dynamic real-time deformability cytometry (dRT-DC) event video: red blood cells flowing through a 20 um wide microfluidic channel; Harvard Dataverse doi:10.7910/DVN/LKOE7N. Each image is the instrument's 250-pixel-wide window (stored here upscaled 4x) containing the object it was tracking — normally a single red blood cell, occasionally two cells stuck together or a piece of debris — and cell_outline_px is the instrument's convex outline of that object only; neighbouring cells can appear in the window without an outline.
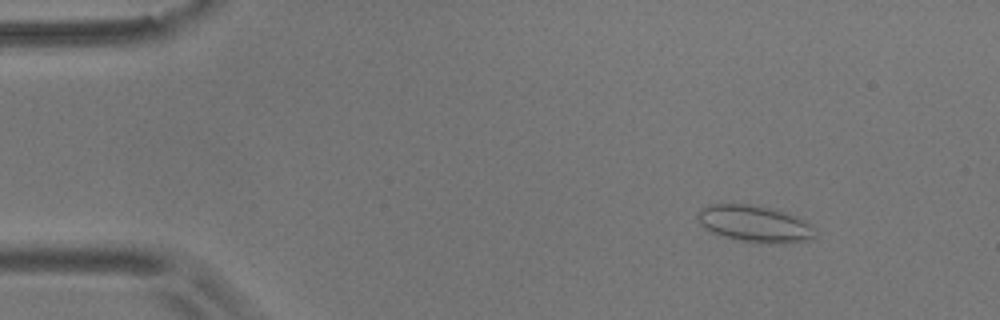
{"species": "common noctule bat (a hibernating species)", "species_latin": "Nyctalus noctula", "temperature_condition": "room temperature", "stored_images_in_passage": 55, "camera_frame_rate_fps": 3000, "um_per_image_px": 0.085, "animal": {"sex": "male", "body_mass_g": 17.9}, "frame": {"image": 1, "passage_image": 7, "time_ms": 2.0, "image_size_px": [1000, 320], "cell_outline_px": [[816, 236], [808, 240], [784, 244], [780, 244], [736, 240], [712, 232], [704, 228], [700, 224], [696, 216], [700, 208], [708, 204], [748, 204], [776, 208], [788, 212], [804, 220], [812, 228]], "centroid_in_image_um": [64.13, 19.01], "position_along_channel_um": 20.9, "area_um2": 25.32}}
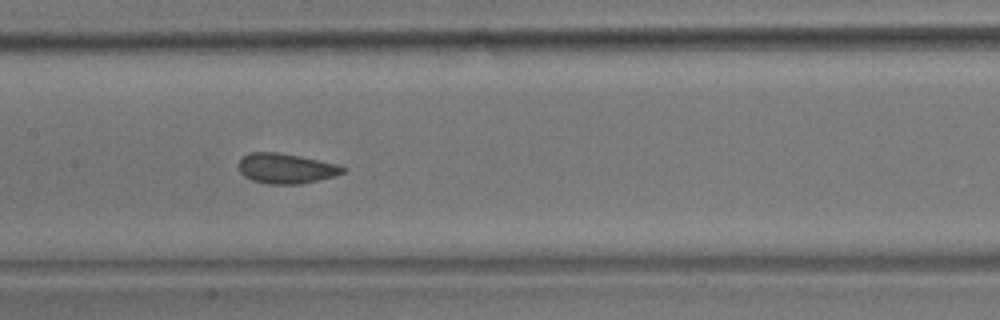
{"frame": {"image": 2, "passage_image": 27, "time_ms": 8.667, "image_size_px": [1000, 320], "cell_outline_px": [[344, 172], [332, 176], [300, 184], [268, 184], [252, 180], [244, 176], [240, 172], [240, 160], [248, 152], [280, 152], [300, 156], [336, 164], [344, 168]], "centroid_in_image_um": [24.26, 14.31], "position_along_channel_um": 183.1, "area_um2": 17.98}}
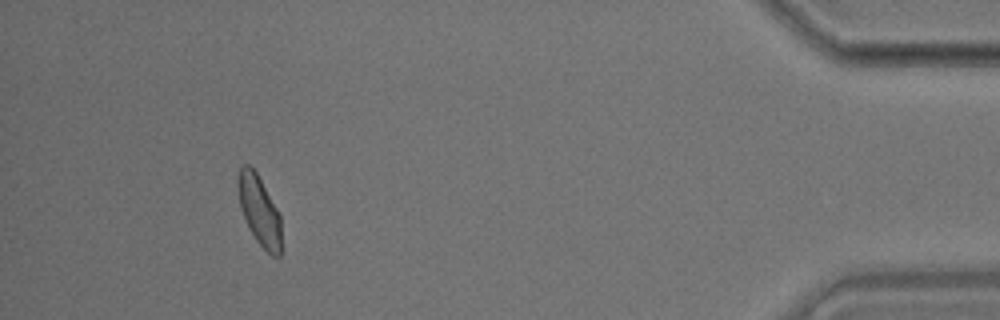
{"frame": {"image": 3, "passage_image": 51, "time_ms": 16.667, "image_size_px": [1000, 320], "cell_outline_px": [[280, 256], [272, 256], [256, 240], [248, 228], [240, 208], [240, 168], [244, 164], [248, 164], [256, 172], [276, 208], [280, 216]], "centroid_in_image_um": [22.06, 17.95], "position_along_channel_um": 413.1, "area_um2": 16.76}, "authors_computed_cell_mechanics": {"area_um2": 18.207, "velocity_mm_per_s": 3.6513, "shape_relaxation_time_tau1_ms": 8.2813, "shape_relaxation_time_tau2_ms": 0.8601, "deformation_change_tau1": 0.1115, "deformation_change_tau2": 0.0628}}